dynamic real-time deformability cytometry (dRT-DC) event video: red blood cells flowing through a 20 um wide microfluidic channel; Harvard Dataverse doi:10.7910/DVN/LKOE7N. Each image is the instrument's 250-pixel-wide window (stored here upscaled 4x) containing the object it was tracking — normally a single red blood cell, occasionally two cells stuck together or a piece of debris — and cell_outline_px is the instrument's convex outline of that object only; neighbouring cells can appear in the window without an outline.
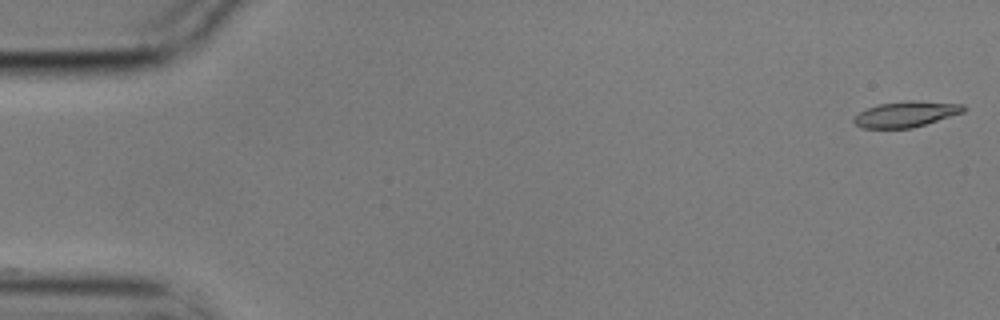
{"species": "common noctule bat (a hibernating species)", "species_latin": "Nyctalus noctula", "temperature_condition": "cold", "stored_images_in_passage": 3, "camera_frame_rate_fps": 3000, "um_per_image_px": 0.085, "animal": {"sex": "male", "body_mass_g": 17.9}, "frame": {"image": 1, "passage_image": 1, "time_ms": 0.0, "image_size_px": [1000, 320], "cell_outline_px": [[968, 108], [964, 112], [912, 128], [860, 128], [852, 120], [860, 112], [868, 108], [880, 104], [908, 100], [912, 100], [964, 104]], "centroid_in_image_um": [77.04, 9.7], "position_along_channel_um": 8.0, "area_um2": 16.36}}